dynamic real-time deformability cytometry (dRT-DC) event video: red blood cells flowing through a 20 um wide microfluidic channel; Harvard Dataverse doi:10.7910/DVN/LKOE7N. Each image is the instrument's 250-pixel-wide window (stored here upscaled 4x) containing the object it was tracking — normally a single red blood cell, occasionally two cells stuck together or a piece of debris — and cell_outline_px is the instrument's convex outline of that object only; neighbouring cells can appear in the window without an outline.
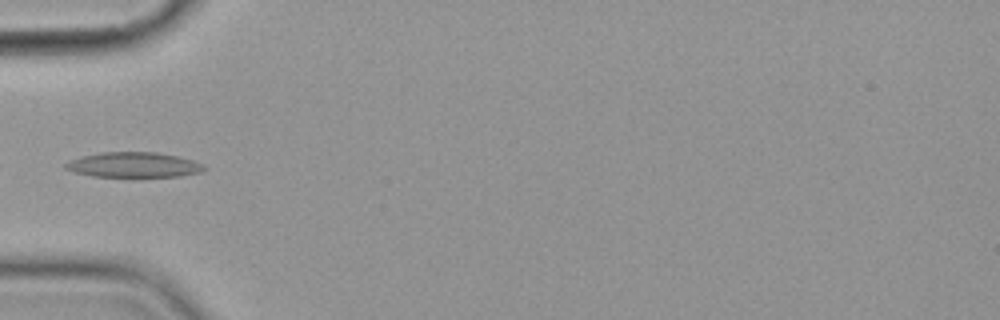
{"species": "common noctule bat (a hibernating species)", "species_latin": "Nyctalus noctula", "temperature_condition": "cold", "stored_images_in_passage": 5, "camera_frame_rate_fps": 3000, "um_per_image_px": 0.085, "animal": {"sex": "female", "body_mass_g": 19.9}, "frame": {"image": 1, "passage_image": 5, "time_ms": 5.667, "image_size_px": [1000, 320], "cell_outline_px": [[204, 168], [200, 172], [180, 176], [92, 176], [72, 172], [64, 168], [64, 164], [72, 160], [84, 156], [100, 152], [156, 152], [176, 156], [192, 160], [204, 164]], "centroid_in_image_um": [11.33, 14.01], "position_along_channel_um": 73.7, "area_um2": 20.0}}